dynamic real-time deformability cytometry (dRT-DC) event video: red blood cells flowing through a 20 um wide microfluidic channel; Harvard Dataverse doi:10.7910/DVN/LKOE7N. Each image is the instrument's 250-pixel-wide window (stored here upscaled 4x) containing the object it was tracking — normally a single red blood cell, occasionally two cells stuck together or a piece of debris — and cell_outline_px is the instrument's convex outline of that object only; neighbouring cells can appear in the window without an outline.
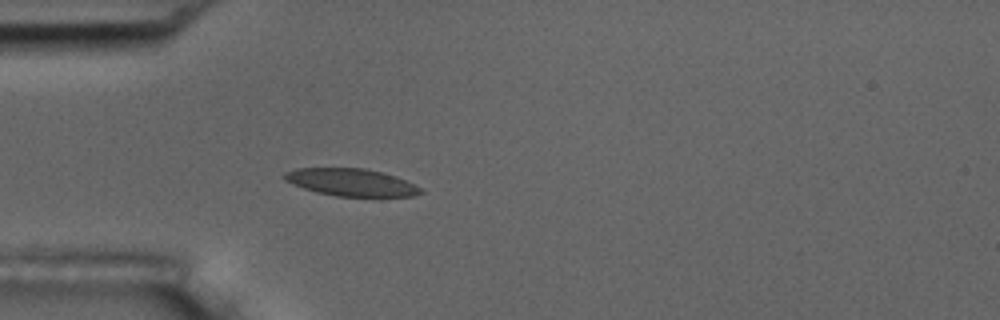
{"species": "common noctule bat (a hibernating species)", "species_latin": "Nyctalus noctula", "temperature_condition": "room temperature", "stored_images_in_passage": 5, "camera_frame_rate_fps": 3000, "um_per_image_px": 0.085, "animal": {"sex": "male", "body_mass_g": 17.5, "forearm_length_mm": 52.3}, "frame": {"image": 1, "passage_image": 5, "time_ms": 5.333, "image_size_px": [1000, 320], "cell_outline_px": [[424, 192], [412, 196], [380, 200], [336, 196], [316, 192], [304, 188], [284, 180], [280, 176], [284, 172], [296, 168], [364, 168], [396, 176], [420, 188]], "centroid_in_image_um": [29.89, 15.55], "position_along_channel_um": 55.1, "area_um2": 22.66}}